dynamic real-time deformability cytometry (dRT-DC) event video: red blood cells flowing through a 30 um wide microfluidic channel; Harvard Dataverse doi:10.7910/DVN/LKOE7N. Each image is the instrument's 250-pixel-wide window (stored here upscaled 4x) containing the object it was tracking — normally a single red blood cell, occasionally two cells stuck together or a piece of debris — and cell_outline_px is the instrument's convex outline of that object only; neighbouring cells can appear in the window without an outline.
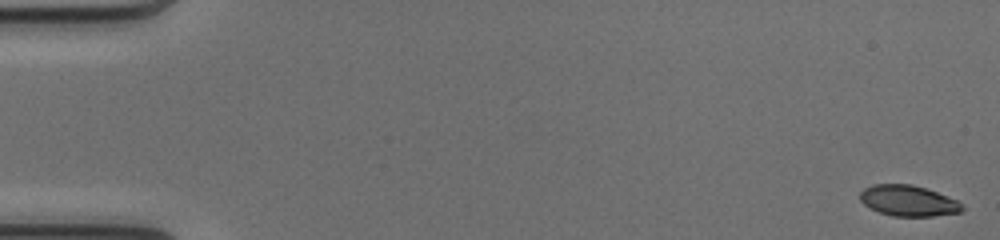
{"species": "common noctule bat (a hibernating species)", "species_latin": "Nyctalus noctula", "temperature_condition": "cold", "stored_images_in_passage": 52, "camera_frame_rate_fps": 3000, "um_per_image_px": 0.085, "animal": {"sex": "female", "body_mass_g": 17.0, "forearm_length_mm": 48.0}, "frame": {"image": 1, "passage_image": 1, "time_ms": 0.0, "image_size_px": [1000, 240], "cell_outline_px": [[964, 208], [960, 212], [932, 216], [892, 216], [880, 212], [864, 204], [860, 200], [860, 192], [864, 188], [872, 184], [912, 184], [928, 188], [956, 200]], "centroid_in_image_um": [77.19, 17.05], "position_along_channel_um": 7.8, "area_um2": 18.26}}
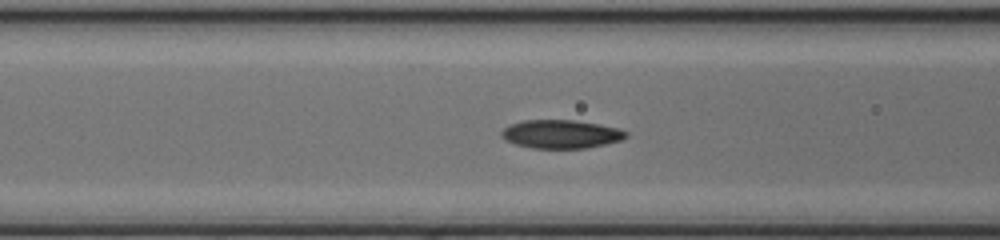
{"frame": {"image": 2, "passage_image": 21, "time_ms": 6.667, "image_size_px": [1000, 240], "cell_outline_px": [[628, 136], [624, 140], [588, 148], [532, 148], [516, 144], [504, 140], [500, 136], [500, 132], [504, 128], [512, 124], [524, 120], [572, 120], [600, 124], [620, 128], [628, 132]], "centroid_in_image_um": [47.73, 11.4], "position_along_channel_um": 118.9, "area_um2": 20.87}}
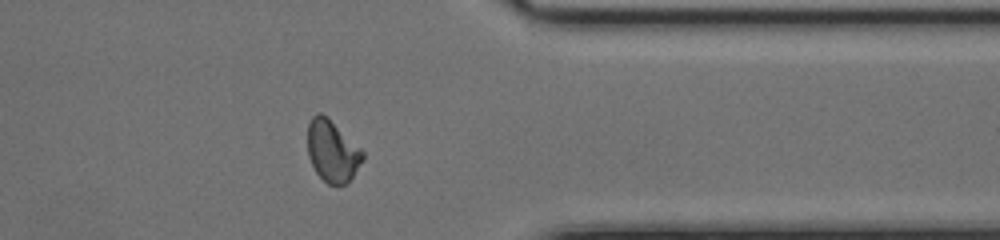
{"frame": {"image": 3, "passage_image": 41, "time_ms": 13.333, "image_size_px": [1000, 240], "cell_outline_px": [[364, 160], [348, 184], [328, 184], [316, 172], [308, 156], [308, 124], [312, 116], [316, 112], [320, 112], [328, 116], [364, 152]], "centroid_in_image_um": [28.26, 12.82], "position_along_channel_um": 383.1, "area_um2": 19.94}, "authors_computed_cell_mechanics": {"area_um2": 19.9699, "velocity_mm_per_s": 4.1296, "shape_relaxation_time_tau1_ms": 4.9072, "shape_relaxation_time_tau2_ms": 3.5795, "deformation_change_tau1": 0.1562, "deformation_change_tau2": 0.0715}}